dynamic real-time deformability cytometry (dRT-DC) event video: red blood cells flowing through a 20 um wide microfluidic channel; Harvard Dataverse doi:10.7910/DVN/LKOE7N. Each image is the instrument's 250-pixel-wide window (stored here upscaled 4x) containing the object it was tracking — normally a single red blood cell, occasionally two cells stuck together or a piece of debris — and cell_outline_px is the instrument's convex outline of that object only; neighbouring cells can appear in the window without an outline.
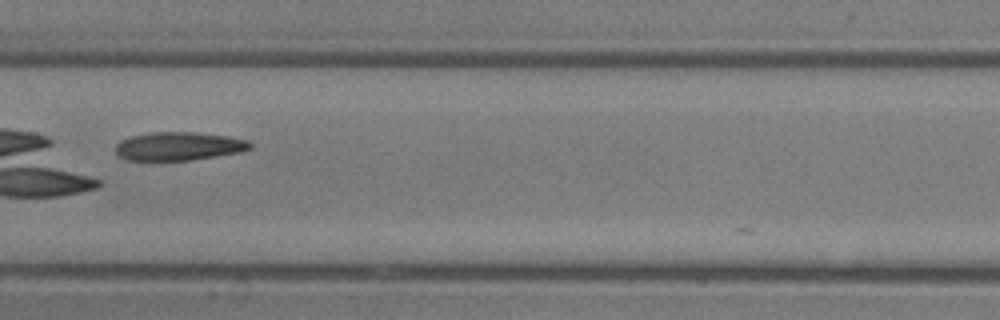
{"species": "common noctule bat (a hibernating species)", "species_latin": "Nyctalus noctula", "temperature_condition": "room temperature", "stored_images_in_passage": 27, "camera_frame_rate_fps": 3000, "um_per_image_px": 0.085, "animal": {"sex": "male", "body_mass_g": 13.3}, "frame": {"image": 1, "passage_image": 10, "time_ms": 3.0, "image_size_px": [1000, 320], "cell_outline_px": [[252, 148], [240, 152], [192, 160], [128, 160], [120, 156], [116, 152], [116, 144], [120, 140], [132, 136], [152, 132], [196, 132], [228, 136], [248, 140], [252, 144]], "centroid_in_image_um": [15.22, 12.42], "position_along_channel_um": 192.2, "area_um2": 22.25}}
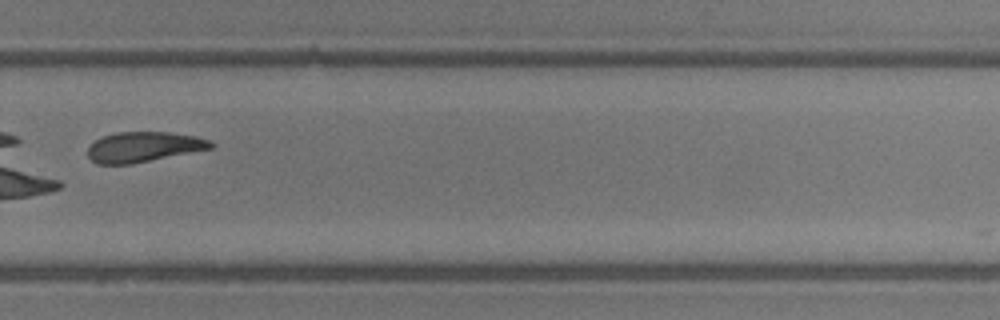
{"frame": {"image": 2, "passage_image": 17, "time_ms": 5.333, "image_size_px": [1000, 320], "cell_outline_px": [[216, 144], [212, 148], [132, 164], [96, 164], [88, 156], [88, 148], [96, 140], [104, 136], [116, 132], [168, 132], [196, 136], [212, 140]], "centroid_in_image_um": [12.24, 12.48], "position_along_channel_um": 317.6, "area_um2": 21.62}}